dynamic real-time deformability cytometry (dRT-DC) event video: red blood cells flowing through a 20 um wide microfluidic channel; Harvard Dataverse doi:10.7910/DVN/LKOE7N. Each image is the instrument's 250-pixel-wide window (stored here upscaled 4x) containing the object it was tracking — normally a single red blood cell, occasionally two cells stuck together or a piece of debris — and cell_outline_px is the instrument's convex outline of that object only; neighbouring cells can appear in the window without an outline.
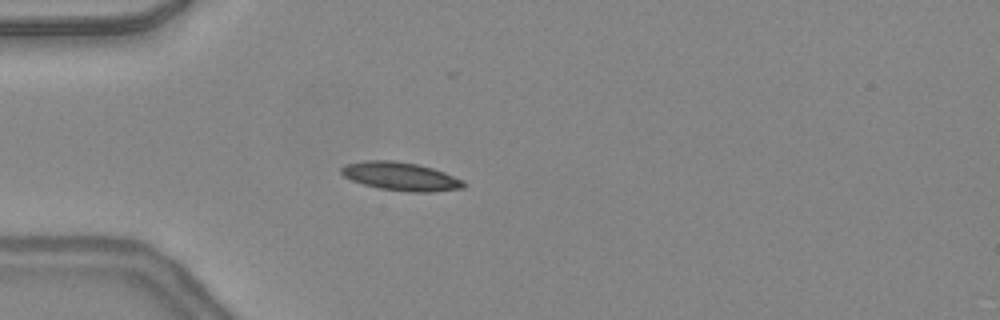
{"species": "common noctule bat (a hibernating species)", "species_latin": "Nyctalus noctula", "temperature_condition": "warm", "stored_images_in_passage": 34, "camera_frame_rate_fps": 3000, "um_per_image_px": 0.085, "animal": {"sex": "female", "body_mass_g": 24.6, "forearm_length_mm": 56.2}, "frame": {"image": 1, "passage_image": 1, "time_ms": 0.0, "image_size_px": [1000, 320], "cell_outline_px": [[468, 184], [464, 188], [432, 192], [412, 192], [380, 188], [364, 184], [352, 180], [344, 176], [340, 172], [340, 168], [344, 164], [364, 160], [392, 160], [416, 164], [432, 168], [444, 172], [464, 180]], "centroid_in_image_um": [34.08, 14.99], "position_along_channel_um": 50.9, "area_um2": 20.29}}
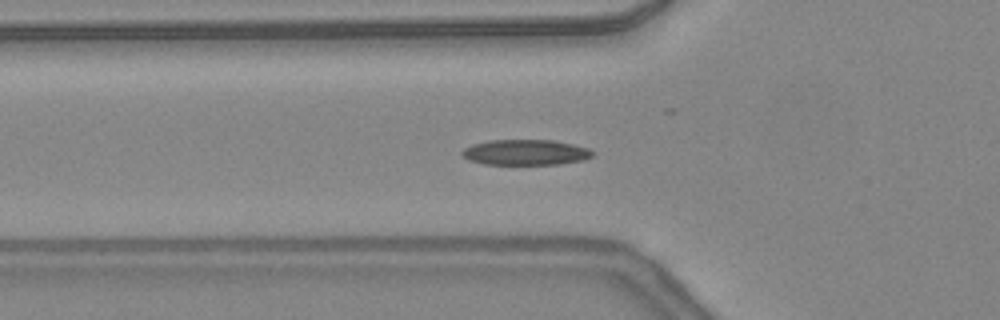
{"frame": {"image": 2, "passage_image": 4, "time_ms": 1.0, "image_size_px": [1000, 320], "cell_outline_px": [[592, 156], [584, 160], [560, 164], [484, 164], [468, 160], [460, 152], [464, 148], [472, 144], [488, 140], [552, 140], [572, 144], [588, 148], [592, 152]], "centroid_in_image_um": [44.64, 12.95], "position_along_channel_um": 81.2, "area_um2": 19.36}}
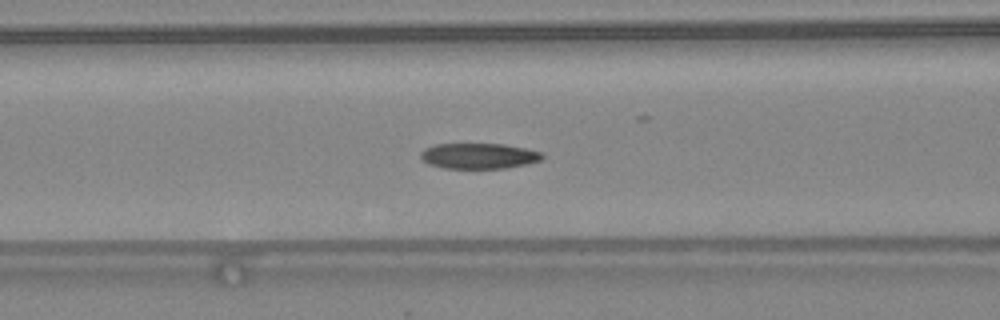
{"frame": {"image": 3, "passage_image": 7, "time_ms": 2.0, "image_size_px": [1000, 320], "cell_outline_px": [[544, 156], [540, 160], [524, 164], [504, 168], [444, 168], [428, 164], [420, 156], [420, 152], [424, 148], [436, 144], [504, 144], [544, 152]], "centroid_in_image_um": [40.68, 13.25], "position_along_channel_um": 125.9, "area_um2": 18.03}, "authors_computed_cell_mechanics": {"area_um2": 18.6694, "velocity_mm_per_s": 4.3907, "shape_relaxation_time_tau1_ms": 4.2388, "shape_relaxation_time_tau2_ms": 1.7834, "deformation_change_tau1": 0.1472, "deformation_change_tau2": 0.0728}}